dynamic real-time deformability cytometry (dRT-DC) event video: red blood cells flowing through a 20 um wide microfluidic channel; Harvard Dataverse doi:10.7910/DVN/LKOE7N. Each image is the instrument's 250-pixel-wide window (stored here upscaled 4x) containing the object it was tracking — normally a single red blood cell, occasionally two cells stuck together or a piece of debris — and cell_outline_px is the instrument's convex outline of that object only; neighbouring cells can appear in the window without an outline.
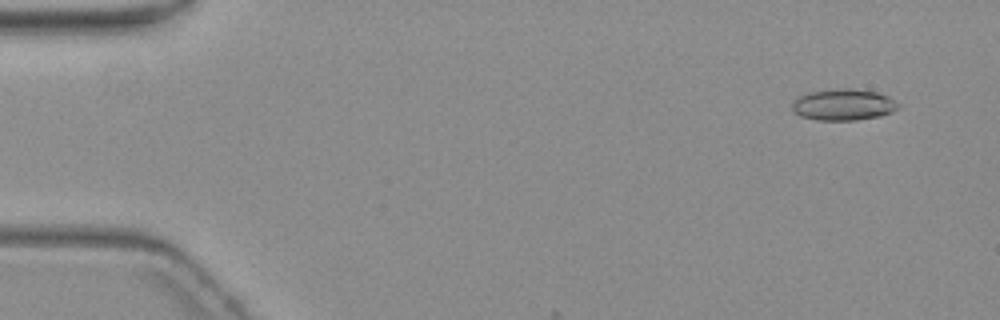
{"species": "common noctule bat (a hibernating species)", "species_latin": "Nyctalus noctula", "temperature_condition": "warm", "stored_images_in_passage": 4, "camera_frame_rate_fps": 3000, "um_per_image_px": 0.085, "animal": {"sex": "female", "body_mass_g": 19.3, "forearm_length_mm": 54.1}, "frame": {"image": 1, "passage_image": 2, "time_ms": 1.0, "image_size_px": [1000, 320], "cell_outline_px": [[900, 108], [892, 112], [880, 116], [856, 120], [816, 120], [800, 116], [792, 112], [792, 104], [800, 96], [812, 92], [832, 88], [852, 88], [876, 92], [888, 96], [900, 104]], "centroid_in_image_um": [71.71, 8.9], "position_along_channel_um": 13.3, "area_um2": 19.54}}